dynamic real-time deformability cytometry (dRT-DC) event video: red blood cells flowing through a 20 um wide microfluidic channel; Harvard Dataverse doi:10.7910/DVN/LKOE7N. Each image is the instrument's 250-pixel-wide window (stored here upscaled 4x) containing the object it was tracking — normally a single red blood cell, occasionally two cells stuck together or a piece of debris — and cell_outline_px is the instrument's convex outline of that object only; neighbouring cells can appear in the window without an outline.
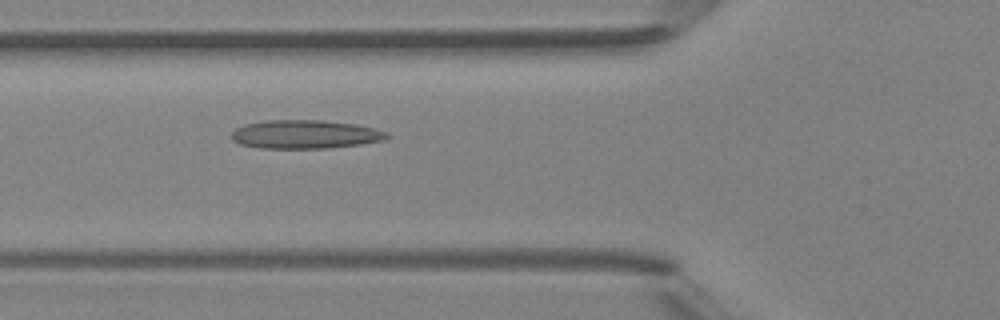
{"species": "Egyptian fruit bat (a non-hibernating species)", "species_latin": "Rousettus aegyptiacus", "temperature_condition": "room temperature", "stored_images_in_passage": 5, "camera_frame_rate_fps": 3000, "um_per_image_px": 0.085, "animal": {"sex": "female"}, "frame": {"image": 1, "passage_image": 5, "time_ms": 4.667, "image_size_px": [1000, 320], "cell_outline_px": [[392, 136], [384, 140], [360, 144], [328, 148], [260, 148], [240, 144], [232, 140], [232, 132], [236, 128], [244, 124], [268, 120], [320, 120], [356, 124], [376, 128]], "centroid_in_image_um": [25.94, 11.42], "position_along_channel_um": 99.9, "area_um2": 25.89}}